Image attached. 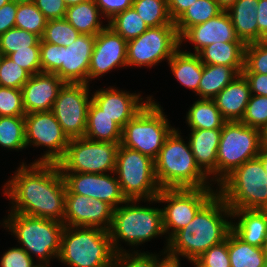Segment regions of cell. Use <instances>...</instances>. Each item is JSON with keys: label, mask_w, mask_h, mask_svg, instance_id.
<instances>
[{"label": "cell", "mask_w": 267, "mask_h": 267, "mask_svg": "<svg viewBox=\"0 0 267 267\" xmlns=\"http://www.w3.org/2000/svg\"><path fill=\"white\" fill-rule=\"evenodd\" d=\"M28 165L23 161L3 187L12 204L10 212L63 223L66 184L58 164Z\"/></svg>", "instance_id": "obj_1"}, {"label": "cell", "mask_w": 267, "mask_h": 267, "mask_svg": "<svg viewBox=\"0 0 267 267\" xmlns=\"http://www.w3.org/2000/svg\"><path fill=\"white\" fill-rule=\"evenodd\" d=\"M231 217V209L216 193L191 222L168 240L166 255L176 259L185 257L193 263L210 247L226 240L232 230Z\"/></svg>", "instance_id": "obj_2"}, {"label": "cell", "mask_w": 267, "mask_h": 267, "mask_svg": "<svg viewBox=\"0 0 267 267\" xmlns=\"http://www.w3.org/2000/svg\"><path fill=\"white\" fill-rule=\"evenodd\" d=\"M179 132L177 128L171 132L154 160L160 188H213L211 178L198 167L189 142L185 143Z\"/></svg>", "instance_id": "obj_3"}, {"label": "cell", "mask_w": 267, "mask_h": 267, "mask_svg": "<svg viewBox=\"0 0 267 267\" xmlns=\"http://www.w3.org/2000/svg\"><path fill=\"white\" fill-rule=\"evenodd\" d=\"M143 200H126L124 205L113 210L109 228L111 243L116 254L126 252L120 247V241L133 247L153 238L165 235L163 229L162 208L138 205ZM139 202V203H138Z\"/></svg>", "instance_id": "obj_4"}, {"label": "cell", "mask_w": 267, "mask_h": 267, "mask_svg": "<svg viewBox=\"0 0 267 267\" xmlns=\"http://www.w3.org/2000/svg\"><path fill=\"white\" fill-rule=\"evenodd\" d=\"M116 252L108 231L64 227L58 261L70 267H113Z\"/></svg>", "instance_id": "obj_5"}, {"label": "cell", "mask_w": 267, "mask_h": 267, "mask_svg": "<svg viewBox=\"0 0 267 267\" xmlns=\"http://www.w3.org/2000/svg\"><path fill=\"white\" fill-rule=\"evenodd\" d=\"M3 227L13 233L17 242L39 265H50L58 258L65 225L59 221L9 212Z\"/></svg>", "instance_id": "obj_6"}, {"label": "cell", "mask_w": 267, "mask_h": 267, "mask_svg": "<svg viewBox=\"0 0 267 267\" xmlns=\"http://www.w3.org/2000/svg\"><path fill=\"white\" fill-rule=\"evenodd\" d=\"M218 187L217 193L231 210H267V173L258 157L236 168Z\"/></svg>", "instance_id": "obj_7"}, {"label": "cell", "mask_w": 267, "mask_h": 267, "mask_svg": "<svg viewBox=\"0 0 267 267\" xmlns=\"http://www.w3.org/2000/svg\"><path fill=\"white\" fill-rule=\"evenodd\" d=\"M123 128L121 145L155 160L166 138L175 129L161 105L152 99Z\"/></svg>", "instance_id": "obj_8"}, {"label": "cell", "mask_w": 267, "mask_h": 267, "mask_svg": "<svg viewBox=\"0 0 267 267\" xmlns=\"http://www.w3.org/2000/svg\"><path fill=\"white\" fill-rule=\"evenodd\" d=\"M115 175L127 200H150L161 190L154 160L121 144L116 155Z\"/></svg>", "instance_id": "obj_9"}, {"label": "cell", "mask_w": 267, "mask_h": 267, "mask_svg": "<svg viewBox=\"0 0 267 267\" xmlns=\"http://www.w3.org/2000/svg\"><path fill=\"white\" fill-rule=\"evenodd\" d=\"M260 147V130L240 121H227L217 151V185L243 163L256 158Z\"/></svg>", "instance_id": "obj_10"}, {"label": "cell", "mask_w": 267, "mask_h": 267, "mask_svg": "<svg viewBox=\"0 0 267 267\" xmlns=\"http://www.w3.org/2000/svg\"><path fill=\"white\" fill-rule=\"evenodd\" d=\"M217 193L214 188H178L161 189L159 194L144 202L167 203L162 208L163 229L165 234L166 252L168 240L185 227L195 217L197 212ZM171 230V231H170Z\"/></svg>", "instance_id": "obj_11"}, {"label": "cell", "mask_w": 267, "mask_h": 267, "mask_svg": "<svg viewBox=\"0 0 267 267\" xmlns=\"http://www.w3.org/2000/svg\"><path fill=\"white\" fill-rule=\"evenodd\" d=\"M120 143L70 139L64 157L57 163L61 172L111 173L115 170Z\"/></svg>", "instance_id": "obj_12"}, {"label": "cell", "mask_w": 267, "mask_h": 267, "mask_svg": "<svg viewBox=\"0 0 267 267\" xmlns=\"http://www.w3.org/2000/svg\"><path fill=\"white\" fill-rule=\"evenodd\" d=\"M180 47L175 25L149 27L137 38L127 41V67H154L170 60Z\"/></svg>", "instance_id": "obj_13"}, {"label": "cell", "mask_w": 267, "mask_h": 267, "mask_svg": "<svg viewBox=\"0 0 267 267\" xmlns=\"http://www.w3.org/2000/svg\"><path fill=\"white\" fill-rule=\"evenodd\" d=\"M26 147H47L34 163H58L65 155L70 139L52 111L27 113L25 116Z\"/></svg>", "instance_id": "obj_14"}, {"label": "cell", "mask_w": 267, "mask_h": 267, "mask_svg": "<svg viewBox=\"0 0 267 267\" xmlns=\"http://www.w3.org/2000/svg\"><path fill=\"white\" fill-rule=\"evenodd\" d=\"M89 92L88 84L65 83L53 104L51 111L69 139L84 137L92 101Z\"/></svg>", "instance_id": "obj_15"}, {"label": "cell", "mask_w": 267, "mask_h": 267, "mask_svg": "<svg viewBox=\"0 0 267 267\" xmlns=\"http://www.w3.org/2000/svg\"><path fill=\"white\" fill-rule=\"evenodd\" d=\"M110 174L62 172L66 184V193L99 199L107 202L115 209L124 204L127 199L122 193L117 176H112L114 172Z\"/></svg>", "instance_id": "obj_16"}, {"label": "cell", "mask_w": 267, "mask_h": 267, "mask_svg": "<svg viewBox=\"0 0 267 267\" xmlns=\"http://www.w3.org/2000/svg\"><path fill=\"white\" fill-rule=\"evenodd\" d=\"M114 208L107 202L84 195L66 193L63 224L109 231Z\"/></svg>", "instance_id": "obj_17"}, {"label": "cell", "mask_w": 267, "mask_h": 267, "mask_svg": "<svg viewBox=\"0 0 267 267\" xmlns=\"http://www.w3.org/2000/svg\"><path fill=\"white\" fill-rule=\"evenodd\" d=\"M116 67H127V41L106 24L96 35L88 69V85Z\"/></svg>", "instance_id": "obj_18"}, {"label": "cell", "mask_w": 267, "mask_h": 267, "mask_svg": "<svg viewBox=\"0 0 267 267\" xmlns=\"http://www.w3.org/2000/svg\"><path fill=\"white\" fill-rule=\"evenodd\" d=\"M93 93L92 102L121 128L151 100V96L146 97L144 101L141 93L118 90L114 86L100 88Z\"/></svg>", "instance_id": "obj_19"}, {"label": "cell", "mask_w": 267, "mask_h": 267, "mask_svg": "<svg viewBox=\"0 0 267 267\" xmlns=\"http://www.w3.org/2000/svg\"><path fill=\"white\" fill-rule=\"evenodd\" d=\"M96 35L80 34L69 46H60L59 69L54 73L65 83L88 84V69Z\"/></svg>", "instance_id": "obj_20"}, {"label": "cell", "mask_w": 267, "mask_h": 267, "mask_svg": "<svg viewBox=\"0 0 267 267\" xmlns=\"http://www.w3.org/2000/svg\"><path fill=\"white\" fill-rule=\"evenodd\" d=\"M179 39L180 46L184 41L194 44V54L216 42L241 41L236 35L227 11H222L204 23L189 27Z\"/></svg>", "instance_id": "obj_21"}, {"label": "cell", "mask_w": 267, "mask_h": 267, "mask_svg": "<svg viewBox=\"0 0 267 267\" xmlns=\"http://www.w3.org/2000/svg\"><path fill=\"white\" fill-rule=\"evenodd\" d=\"M64 84V81L52 73L41 72L30 76L21 89L25 113L51 111Z\"/></svg>", "instance_id": "obj_22"}, {"label": "cell", "mask_w": 267, "mask_h": 267, "mask_svg": "<svg viewBox=\"0 0 267 267\" xmlns=\"http://www.w3.org/2000/svg\"><path fill=\"white\" fill-rule=\"evenodd\" d=\"M222 129H195L189 135V145L198 167L217 183V151Z\"/></svg>", "instance_id": "obj_23"}, {"label": "cell", "mask_w": 267, "mask_h": 267, "mask_svg": "<svg viewBox=\"0 0 267 267\" xmlns=\"http://www.w3.org/2000/svg\"><path fill=\"white\" fill-rule=\"evenodd\" d=\"M232 231L244 242L264 248L267 238V210H231Z\"/></svg>", "instance_id": "obj_24"}, {"label": "cell", "mask_w": 267, "mask_h": 267, "mask_svg": "<svg viewBox=\"0 0 267 267\" xmlns=\"http://www.w3.org/2000/svg\"><path fill=\"white\" fill-rule=\"evenodd\" d=\"M251 91L245 77L240 74L229 83L213 101L227 121H240L249 102Z\"/></svg>", "instance_id": "obj_25"}, {"label": "cell", "mask_w": 267, "mask_h": 267, "mask_svg": "<svg viewBox=\"0 0 267 267\" xmlns=\"http://www.w3.org/2000/svg\"><path fill=\"white\" fill-rule=\"evenodd\" d=\"M259 0H237L227 11L238 38L246 45L259 42L257 9Z\"/></svg>", "instance_id": "obj_26"}, {"label": "cell", "mask_w": 267, "mask_h": 267, "mask_svg": "<svg viewBox=\"0 0 267 267\" xmlns=\"http://www.w3.org/2000/svg\"><path fill=\"white\" fill-rule=\"evenodd\" d=\"M245 44L242 41L216 42L206 46L198 55L203 64L233 67L239 74L244 68Z\"/></svg>", "instance_id": "obj_27"}, {"label": "cell", "mask_w": 267, "mask_h": 267, "mask_svg": "<svg viewBox=\"0 0 267 267\" xmlns=\"http://www.w3.org/2000/svg\"><path fill=\"white\" fill-rule=\"evenodd\" d=\"M168 65L181 85L194 93L198 91L203 73V63L198 54L179 48L168 61Z\"/></svg>", "instance_id": "obj_28"}, {"label": "cell", "mask_w": 267, "mask_h": 267, "mask_svg": "<svg viewBox=\"0 0 267 267\" xmlns=\"http://www.w3.org/2000/svg\"><path fill=\"white\" fill-rule=\"evenodd\" d=\"M84 137L93 141L121 143L122 128L91 101Z\"/></svg>", "instance_id": "obj_29"}, {"label": "cell", "mask_w": 267, "mask_h": 267, "mask_svg": "<svg viewBox=\"0 0 267 267\" xmlns=\"http://www.w3.org/2000/svg\"><path fill=\"white\" fill-rule=\"evenodd\" d=\"M100 13L95 0H87L67 7L65 19L80 33L97 35L106 26L102 25Z\"/></svg>", "instance_id": "obj_30"}, {"label": "cell", "mask_w": 267, "mask_h": 267, "mask_svg": "<svg viewBox=\"0 0 267 267\" xmlns=\"http://www.w3.org/2000/svg\"><path fill=\"white\" fill-rule=\"evenodd\" d=\"M240 74L231 66L203 64V73L196 95L213 99Z\"/></svg>", "instance_id": "obj_31"}, {"label": "cell", "mask_w": 267, "mask_h": 267, "mask_svg": "<svg viewBox=\"0 0 267 267\" xmlns=\"http://www.w3.org/2000/svg\"><path fill=\"white\" fill-rule=\"evenodd\" d=\"M186 124L195 129H222L227 120L216 107L213 99L199 98L196 100L186 114Z\"/></svg>", "instance_id": "obj_32"}, {"label": "cell", "mask_w": 267, "mask_h": 267, "mask_svg": "<svg viewBox=\"0 0 267 267\" xmlns=\"http://www.w3.org/2000/svg\"><path fill=\"white\" fill-rule=\"evenodd\" d=\"M228 254L231 267H267L264 248L244 242L232 230L228 234Z\"/></svg>", "instance_id": "obj_33"}, {"label": "cell", "mask_w": 267, "mask_h": 267, "mask_svg": "<svg viewBox=\"0 0 267 267\" xmlns=\"http://www.w3.org/2000/svg\"><path fill=\"white\" fill-rule=\"evenodd\" d=\"M223 10L216 0H196L174 22L179 37L189 28L216 17Z\"/></svg>", "instance_id": "obj_34"}, {"label": "cell", "mask_w": 267, "mask_h": 267, "mask_svg": "<svg viewBox=\"0 0 267 267\" xmlns=\"http://www.w3.org/2000/svg\"><path fill=\"white\" fill-rule=\"evenodd\" d=\"M0 146L16 151L27 148L24 116H0Z\"/></svg>", "instance_id": "obj_35"}, {"label": "cell", "mask_w": 267, "mask_h": 267, "mask_svg": "<svg viewBox=\"0 0 267 267\" xmlns=\"http://www.w3.org/2000/svg\"><path fill=\"white\" fill-rule=\"evenodd\" d=\"M47 19L32 0H17L15 27L38 35H43Z\"/></svg>", "instance_id": "obj_36"}, {"label": "cell", "mask_w": 267, "mask_h": 267, "mask_svg": "<svg viewBox=\"0 0 267 267\" xmlns=\"http://www.w3.org/2000/svg\"><path fill=\"white\" fill-rule=\"evenodd\" d=\"M132 7L149 27L175 25L169 14L167 0H134Z\"/></svg>", "instance_id": "obj_37"}, {"label": "cell", "mask_w": 267, "mask_h": 267, "mask_svg": "<svg viewBox=\"0 0 267 267\" xmlns=\"http://www.w3.org/2000/svg\"><path fill=\"white\" fill-rule=\"evenodd\" d=\"M108 26L126 41L137 38L149 28L133 7L116 14L108 21Z\"/></svg>", "instance_id": "obj_38"}, {"label": "cell", "mask_w": 267, "mask_h": 267, "mask_svg": "<svg viewBox=\"0 0 267 267\" xmlns=\"http://www.w3.org/2000/svg\"><path fill=\"white\" fill-rule=\"evenodd\" d=\"M80 33L65 19L47 20L41 40L59 46H69Z\"/></svg>", "instance_id": "obj_39"}, {"label": "cell", "mask_w": 267, "mask_h": 267, "mask_svg": "<svg viewBox=\"0 0 267 267\" xmlns=\"http://www.w3.org/2000/svg\"><path fill=\"white\" fill-rule=\"evenodd\" d=\"M40 39L38 35L32 32L14 27L0 35V51L4 56H8L17 50L35 46Z\"/></svg>", "instance_id": "obj_40"}, {"label": "cell", "mask_w": 267, "mask_h": 267, "mask_svg": "<svg viewBox=\"0 0 267 267\" xmlns=\"http://www.w3.org/2000/svg\"><path fill=\"white\" fill-rule=\"evenodd\" d=\"M241 73L267 75V40L245 45L244 68Z\"/></svg>", "instance_id": "obj_41"}, {"label": "cell", "mask_w": 267, "mask_h": 267, "mask_svg": "<svg viewBox=\"0 0 267 267\" xmlns=\"http://www.w3.org/2000/svg\"><path fill=\"white\" fill-rule=\"evenodd\" d=\"M240 122L262 131L267 126V96L251 95Z\"/></svg>", "instance_id": "obj_42"}, {"label": "cell", "mask_w": 267, "mask_h": 267, "mask_svg": "<svg viewBox=\"0 0 267 267\" xmlns=\"http://www.w3.org/2000/svg\"><path fill=\"white\" fill-rule=\"evenodd\" d=\"M30 74L8 56H4L0 66V86L21 90L30 78Z\"/></svg>", "instance_id": "obj_43"}, {"label": "cell", "mask_w": 267, "mask_h": 267, "mask_svg": "<svg viewBox=\"0 0 267 267\" xmlns=\"http://www.w3.org/2000/svg\"><path fill=\"white\" fill-rule=\"evenodd\" d=\"M22 90L0 86V116H25Z\"/></svg>", "instance_id": "obj_44"}, {"label": "cell", "mask_w": 267, "mask_h": 267, "mask_svg": "<svg viewBox=\"0 0 267 267\" xmlns=\"http://www.w3.org/2000/svg\"><path fill=\"white\" fill-rule=\"evenodd\" d=\"M192 264L195 267H231L228 254V236L223 242L206 250Z\"/></svg>", "instance_id": "obj_45"}, {"label": "cell", "mask_w": 267, "mask_h": 267, "mask_svg": "<svg viewBox=\"0 0 267 267\" xmlns=\"http://www.w3.org/2000/svg\"><path fill=\"white\" fill-rule=\"evenodd\" d=\"M134 250L116 254L113 267H156L163 259L158 254ZM158 255V256H157Z\"/></svg>", "instance_id": "obj_46"}, {"label": "cell", "mask_w": 267, "mask_h": 267, "mask_svg": "<svg viewBox=\"0 0 267 267\" xmlns=\"http://www.w3.org/2000/svg\"><path fill=\"white\" fill-rule=\"evenodd\" d=\"M12 61L25 69L31 76L41 73L40 41L29 49L17 50L8 55Z\"/></svg>", "instance_id": "obj_47"}, {"label": "cell", "mask_w": 267, "mask_h": 267, "mask_svg": "<svg viewBox=\"0 0 267 267\" xmlns=\"http://www.w3.org/2000/svg\"><path fill=\"white\" fill-rule=\"evenodd\" d=\"M60 46L40 39V64L42 73L54 74L59 69Z\"/></svg>", "instance_id": "obj_48"}, {"label": "cell", "mask_w": 267, "mask_h": 267, "mask_svg": "<svg viewBox=\"0 0 267 267\" xmlns=\"http://www.w3.org/2000/svg\"><path fill=\"white\" fill-rule=\"evenodd\" d=\"M0 266L38 267L39 264L34 262V259L22 247H12L3 253L0 260Z\"/></svg>", "instance_id": "obj_49"}, {"label": "cell", "mask_w": 267, "mask_h": 267, "mask_svg": "<svg viewBox=\"0 0 267 267\" xmlns=\"http://www.w3.org/2000/svg\"><path fill=\"white\" fill-rule=\"evenodd\" d=\"M47 20L65 18L67 6L63 0H32Z\"/></svg>", "instance_id": "obj_50"}, {"label": "cell", "mask_w": 267, "mask_h": 267, "mask_svg": "<svg viewBox=\"0 0 267 267\" xmlns=\"http://www.w3.org/2000/svg\"><path fill=\"white\" fill-rule=\"evenodd\" d=\"M134 0H95L101 15L111 20L116 14L132 7Z\"/></svg>", "instance_id": "obj_51"}, {"label": "cell", "mask_w": 267, "mask_h": 267, "mask_svg": "<svg viewBox=\"0 0 267 267\" xmlns=\"http://www.w3.org/2000/svg\"><path fill=\"white\" fill-rule=\"evenodd\" d=\"M17 0H11L0 8V35L15 27Z\"/></svg>", "instance_id": "obj_52"}, {"label": "cell", "mask_w": 267, "mask_h": 267, "mask_svg": "<svg viewBox=\"0 0 267 267\" xmlns=\"http://www.w3.org/2000/svg\"><path fill=\"white\" fill-rule=\"evenodd\" d=\"M249 84L251 95L267 96V75L260 73H241Z\"/></svg>", "instance_id": "obj_53"}, {"label": "cell", "mask_w": 267, "mask_h": 267, "mask_svg": "<svg viewBox=\"0 0 267 267\" xmlns=\"http://www.w3.org/2000/svg\"><path fill=\"white\" fill-rule=\"evenodd\" d=\"M257 23L259 28V41L267 40V0H259Z\"/></svg>", "instance_id": "obj_54"}, {"label": "cell", "mask_w": 267, "mask_h": 267, "mask_svg": "<svg viewBox=\"0 0 267 267\" xmlns=\"http://www.w3.org/2000/svg\"><path fill=\"white\" fill-rule=\"evenodd\" d=\"M196 0H167L171 19L175 22Z\"/></svg>", "instance_id": "obj_55"}, {"label": "cell", "mask_w": 267, "mask_h": 267, "mask_svg": "<svg viewBox=\"0 0 267 267\" xmlns=\"http://www.w3.org/2000/svg\"><path fill=\"white\" fill-rule=\"evenodd\" d=\"M163 255V259L157 264L156 267H181L180 265V260L181 259H176L172 258L166 255L164 251H161Z\"/></svg>", "instance_id": "obj_56"}, {"label": "cell", "mask_w": 267, "mask_h": 267, "mask_svg": "<svg viewBox=\"0 0 267 267\" xmlns=\"http://www.w3.org/2000/svg\"><path fill=\"white\" fill-rule=\"evenodd\" d=\"M257 157L260 159L264 170L267 173V147L261 146Z\"/></svg>", "instance_id": "obj_57"}, {"label": "cell", "mask_w": 267, "mask_h": 267, "mask_svg": "<svg viewBox=\"0 0 267 267\" xmlns=\"http://www.w3.org/2000/svg\"><path fill=\"white\" fill-rule=\"evenodd\" d=\"M223 11L228 10L237 0H216Z\"/></svg>", "instance_id": "obj_58"}, {"label": "cell", "mask_w": 267, "mask_h": 267, "mask_svg": "<svg viewBox=\"0 0 267 267\" xmlns=\"http://www.w3.org/2000/svg\"><path fill=\"white\" fill-rule=\"evenodd\" d=\"M261 146L267 147V126L261 131Z\"/></svg>", "instance_id": "obj_59"}, {"label": "cell", "mask_w": 267, "mask_h": 267, "mask_svg": "<svg viewBox=\"0 0 267 267\" xmlns=\"http://www.w3.org/2000/svg\"><path fill=\"white\" fill-rule=\"evenodd\" d=\"M63 1L67 7H70L85 2L87 0H63Z\"/></svg>", "instance_id": "obj_60"}, {"label": "cell", "mask_w": 267, "mask_h": 267, "mask_svg": "<svg viewBox=\"0 0 267 267\" xmlns=\"http://www.w3.org/2000/svg\"><path fill=\"white\" fill-rule=\"evenodd\" d=\"M11 0H0V8Z\"/></svg>", "instance_id": "obj_61"}, {"label": "cell", "mask_w": 267, "mask_h": 267, "mask_svg": "<svg viewBox=\"0 0 267 267\" xmlns=\"http://www.w3.org/2000/svg\"><path fill=\"white\" fill-rule=\"evenodd\" d=\"M3 57H4V54L0 51V66H1V63H2Z\"/></svg>", "instance_id": "obj_62"}, {"label": "cell", "mask_w": 267, "mask_h": 267, "mask_svg": "<svg viewBox=\"0 0 267 267\" xmlns=\"http://www.w3.org/2000/svg\"><path fill=\"white\" fill-rule=\"evenodd\" d=\"M264 251H265L266 256H267V238H266V242H265V246H264Z\"/></svg>", "instance_id": "obj_63"}, {"label": "cell", "mask_w": 267, "mask_h": 267, "mask_svg": "<svg viewBox=\"0 0 267 267\" xmlns=\"http://www.w3.org/2000/svg\"><path fill=\"white\" fill-rule=\"evenodd\" d=\"M38 267H50V265H39Z\"/></svg>", "instance_id": "obj_64"}]
</instances>
